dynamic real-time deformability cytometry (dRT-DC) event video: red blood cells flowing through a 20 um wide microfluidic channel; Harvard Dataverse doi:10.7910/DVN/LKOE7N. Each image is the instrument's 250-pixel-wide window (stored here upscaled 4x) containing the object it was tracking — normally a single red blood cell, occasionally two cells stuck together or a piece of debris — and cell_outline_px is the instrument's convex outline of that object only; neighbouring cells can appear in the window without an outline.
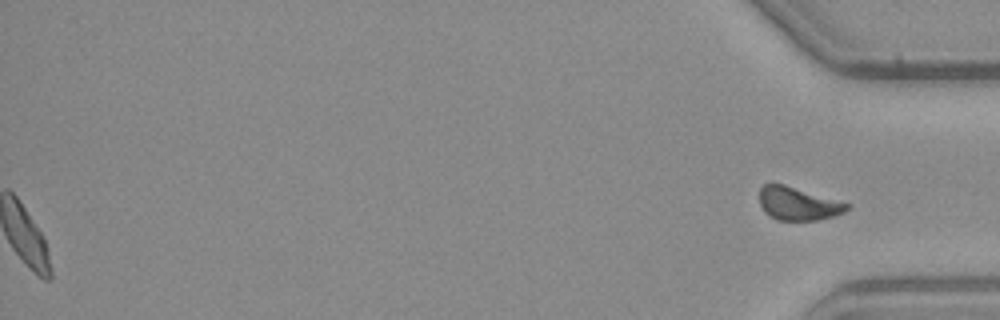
{"species": "common noctule bat (a hibernating species)", "species_latin": "Nyctalus noctula", "temperature_condition": "warm", "stored_images_in_passage": 53, "segment_of_instrument_passage": [2, 2], "camera_frame_rate_fps": 3000, "um_per_image_px": 0.085, "animal": {"sex": "male", "body_mass_g": 23.1, "forearm_length_mm": 52.7}, "frame": {"image": 1, "passage_image": 53, "time_ms": 17.333, "image_size_px": [1000, 320], "cell_outline_px": [[852, 208], [844, 212], [832, 216], [816, 220], [776, 220], [768, 216], [764, 212], [760, 204], [760, 188], [764, 184], [784, 184], [852, 204]], "centroid_in_image_um": [67.85, 17.31], "position_along_channel_um": 367.3, "area_um2": 16.99}}